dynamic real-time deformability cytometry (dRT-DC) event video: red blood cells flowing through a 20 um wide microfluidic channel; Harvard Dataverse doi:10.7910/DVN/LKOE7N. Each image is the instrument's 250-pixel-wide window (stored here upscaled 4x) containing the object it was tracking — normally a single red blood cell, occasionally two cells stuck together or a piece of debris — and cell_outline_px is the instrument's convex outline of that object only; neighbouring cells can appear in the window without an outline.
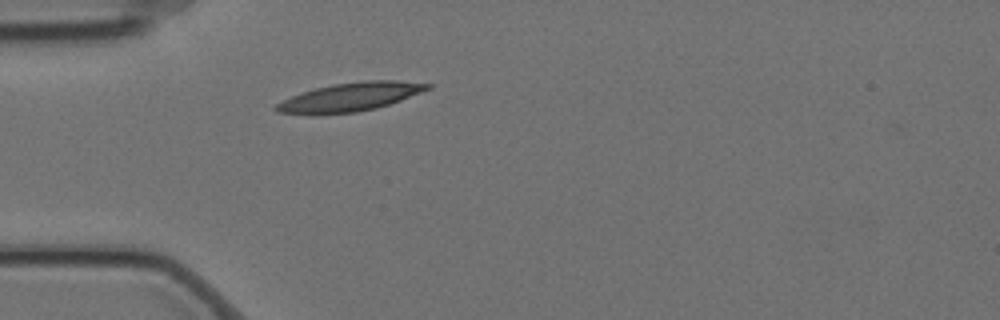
{"species": "Egyptian fruit bat (a non-hibernating species)", "species_latin": "Rousettus aegyptiacus", "temperature_condition": "cold", "stored_images_in_passage": 6, "camera_frame_rate_fps": 3000, "um_per_image_px": 0.085, "animal": {"sex": "female"}, "frame": {"image": 1, "passage_image": 6, "time_ms": 1.667, "image_size_px": [1000, 320], "cell_outline_px": [[432, 88], [400, 100], [376, 108], [356, 112], [316, 116], [312, 116], [276, 112], [272, 108], [276, 104], [292, 96], [316, 88], [336, 84], [364, 80], [396, 80], [432, 84]], "centroid_in_image_um": [29.72, 8.27], "position_along_channel_um": 55.3, "area_um2": 25.37}}